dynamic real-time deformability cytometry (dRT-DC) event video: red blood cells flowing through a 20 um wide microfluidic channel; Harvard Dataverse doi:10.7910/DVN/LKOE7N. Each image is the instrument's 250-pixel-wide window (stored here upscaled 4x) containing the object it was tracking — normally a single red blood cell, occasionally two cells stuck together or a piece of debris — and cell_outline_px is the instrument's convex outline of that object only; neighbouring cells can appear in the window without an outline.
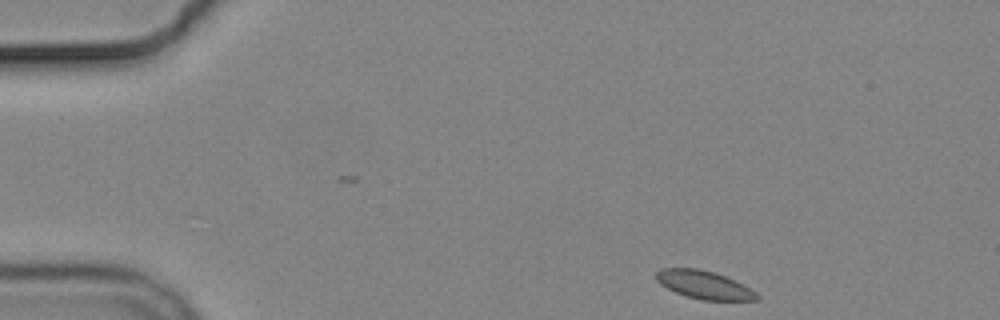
{"species": "common noctule bat (a hibernating species)", "species_latin": "Nyctalus noctula", "temperature_condition": "cold", "stored_images_in_passage": 4, "camera_frame_rate_fps": 3000, "um_per_image_px": 0.085, "animal": {"sex": "male", "body_mass_g": 19.2, "forearm_length_mm": 51.8}, "frame": {"image": 1, "passage_image": 1, "time_ms": 0.0, "image_size_px": [1000, 320], "cell_outline_px": [[760, 300], [700, 300], [676, 292], [660, 284], [656, 280], [656, 272], [660, 268], [700, 268], [736, 280], [744, 284], [756, 292], [760, 296]], "centroid_in_image_um": [59.87, 24.21], "position_along_channel_um": 25.1, "area_um2": 16.53}}